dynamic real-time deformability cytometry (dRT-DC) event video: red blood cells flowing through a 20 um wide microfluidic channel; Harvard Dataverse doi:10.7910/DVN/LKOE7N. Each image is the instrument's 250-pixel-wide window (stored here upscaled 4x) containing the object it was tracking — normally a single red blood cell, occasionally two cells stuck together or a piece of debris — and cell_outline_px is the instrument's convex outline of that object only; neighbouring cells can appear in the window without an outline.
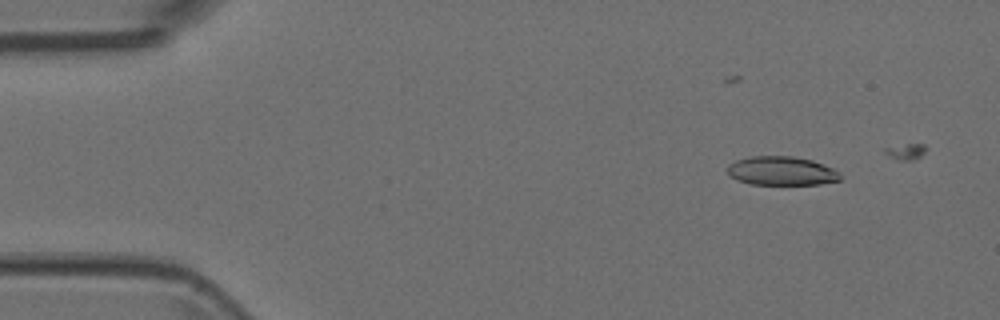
{"species": "Egyptian fruit bat (a non-hibernating species)", "species_latin": "Rousettus aegyptiacus", "temperature_condition": "room temperature", "stored_images_in_passage": 4, "camera_frame_rate_fps": 3000, "um_per_image_px": 0.085, "animal": {"sex": "female"}, "frame": {"image": 1, "passage_image": 2, "time_ms": 0.333, "image_size_px": [1000, 320], "cell_outline_px": [[840, 180], [820, 184], [752, 184], [736, 180], [728, 172], [728, 164], [736, 160], [748, 156], [792, 156], [812, 160], [824, 164], [840, 172]], "centroid_in_image_um": [66.43, 14.52], "position_along_channel_um": 18.6, "area_um2": 18.96}}